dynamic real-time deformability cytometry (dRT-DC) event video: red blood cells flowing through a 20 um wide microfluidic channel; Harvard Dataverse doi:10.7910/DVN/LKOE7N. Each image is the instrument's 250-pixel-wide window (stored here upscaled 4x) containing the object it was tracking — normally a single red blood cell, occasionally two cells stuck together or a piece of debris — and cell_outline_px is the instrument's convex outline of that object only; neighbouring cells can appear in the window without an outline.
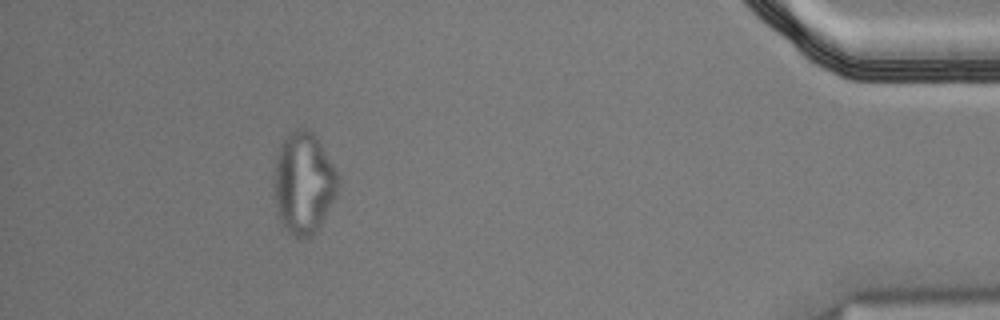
{"species": "Egyptian fruit bat (a non-hibernating species)", "species_latin": "Rousettus aegyptiacus", "temperature_condition": "cold", "stored_images_in_passage": 43, "camera_frame_rate_fps": 3000, "um_per_image_px": 0.085, "animal": {"sex": "male"}, "frame": {"image": 1, "passage_image": 37, "time_ms": 12.0, "image_size_px": [1000, 320], "cell_outline_px": [[340, 184], [336, 196], [320, 228], [316, 232], [300, 240], [288, 232], [280, 220], [276, 212], [272, 180], [276, 160], [280, 144], [296, 128], [304, 128], [312, 132], [336, 168], [340, 180]], "centroid_in_image_um": [25.81, 15.61], "position_along_channel_um": 409.4, "area_um2": 38.38}, "authors_computed_cell_mechanics": {"area_um2": 24.5072, "velocity_mm_per_s": 3.471, "shape_relaxation_time_tau1_ms": null, "shape_relaxation_time_tau2_ms": 5.7202, "deformation_change_tau1": null, "deformation_change_tau2": 0.1648}}